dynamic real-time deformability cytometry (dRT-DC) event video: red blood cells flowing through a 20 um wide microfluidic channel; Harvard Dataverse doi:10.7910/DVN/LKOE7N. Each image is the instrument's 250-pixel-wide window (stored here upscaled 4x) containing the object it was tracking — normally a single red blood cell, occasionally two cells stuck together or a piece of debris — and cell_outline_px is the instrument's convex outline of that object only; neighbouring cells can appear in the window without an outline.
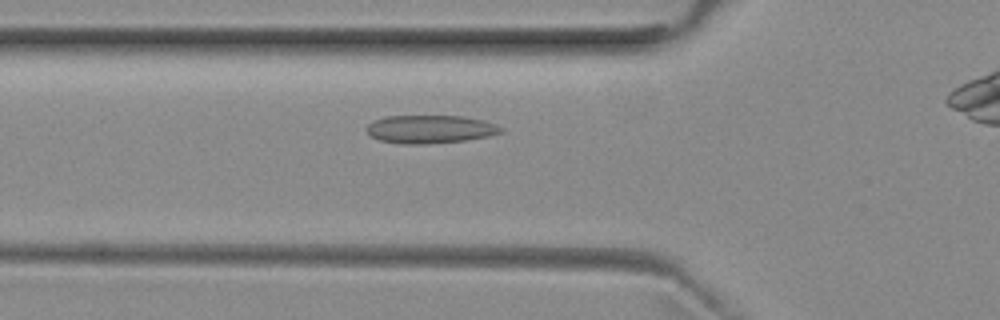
{"species": "common noctule bat (a hibernating species)", "species_latin": "Nyctalus noctula", "temperature_condition": "room temperature", "stored_images_in_passage": 31, "camera_frame_rate_fps": 3000, "um_per_image_px": 0.085, "animal": {"sex": "female", "body_mass_g": 29.2, "forearm_length_mm": 56.3}, "frame": {"image": 1, "passage_image": 3, "time_ms": 0.667, "image_size_px": [1000, 320], "cell_outline_px": [[504, 132], [488, 136], [464, 140], [428, 144], [404, 144], [380, 140], [372, 136], [364, 128], [368, 124], [376, 120], [388, 116], [464, 116], [484, 120], [496, 124], [504, 128]], "centroid_in_image_um": [36.6, 10.98], "position_along_channel_um": 89.2, "area_um2": 22.02}}
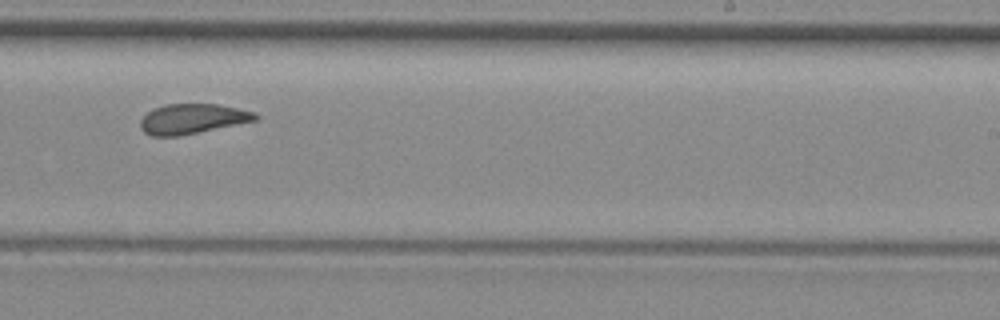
{"frame": {"image": 2, "passage_image": 17, "time_ms": 5.333, "image_size_px": [1000, 320], "cell_outline_px": [[256, 120], [176, 136], [152, 136], [144, 132], [140, 128], [140, 120], [152, 108], [164, 104], [216, 104], [256, 112]], "centroid_in_image_um": [16.28, 10.09], "position_along_channel_um": 272.7, "area_um2": 19.71}}
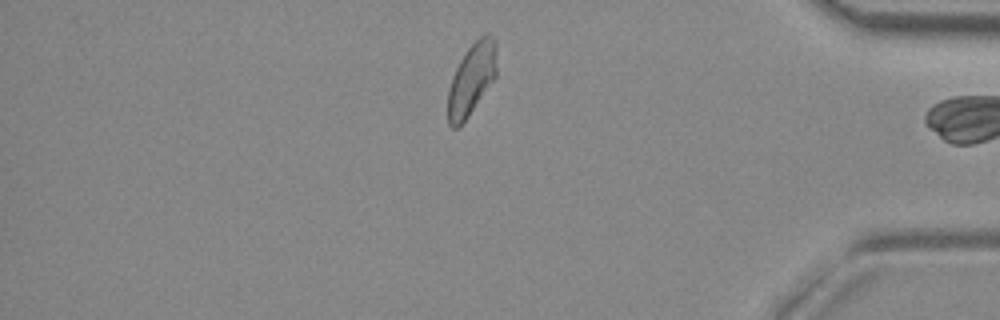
{"frame": {"image": 3, "passage_image": 29, "time_ms": 9.333, "image_size_px": [1000, 320], "cell_outline_px": [[496, 76], [468, 116], [456, 128], [452, 128], [448, 124], [448, 88], [452, 76], [460, 60], [468, 48], [484, 32], [488, 32], [496, 36]], "centroid_in_image_um": [40.1, 6.66], "position_along_channel_um": 395.1, "area_um2": 20.4}, "authors_computed_cell_mechanics": {"area_um2": 20.4612, "velocity_mm_per_s": 3.9306, "shape_relaxation_time_tau1_ms": null, "shape_relaxation_time_tau2_ms": 1.6792, "deformation_change_tau1": null, "deformation_change_tau2": 0.0685}}